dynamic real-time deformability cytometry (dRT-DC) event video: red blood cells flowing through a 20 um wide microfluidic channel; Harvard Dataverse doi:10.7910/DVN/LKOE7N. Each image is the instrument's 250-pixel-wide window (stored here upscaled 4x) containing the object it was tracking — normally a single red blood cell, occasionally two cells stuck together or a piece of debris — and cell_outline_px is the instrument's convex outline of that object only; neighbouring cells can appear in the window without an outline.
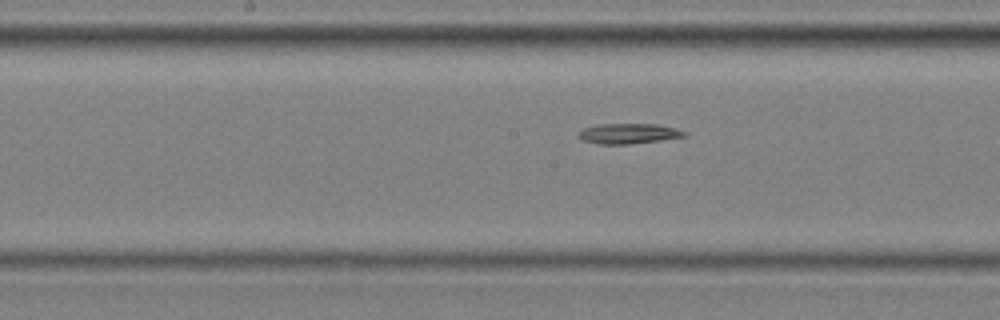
{"species": "common noctule bat (a hibernating species)", "species_latin": "Nyctalus noctula", "temperature_condition": "cold", "stored_images_in_passage": 36, "camera_frame_rate_fps": 3000, "um_per_image_px": 0.085, "animal": {"sex": "male", "body_mass_g": 20.4}, "frame": {"image": 1, "passage_image": 21, "time_ms": 6.667, "image_size_px": [1000, 320], "cell_outline_px": [[688, 136], [660, 140], [628, 144], [600, 144], [584, 140], [580, 136], [580, 132], [584, 128], [596, 124], [656, 124], [676, 128], [688, 132]], "centroid_in_image_um": [53.5, 11.34], "position_along_channel_um": 194.7, "area_um2": 12.37}}